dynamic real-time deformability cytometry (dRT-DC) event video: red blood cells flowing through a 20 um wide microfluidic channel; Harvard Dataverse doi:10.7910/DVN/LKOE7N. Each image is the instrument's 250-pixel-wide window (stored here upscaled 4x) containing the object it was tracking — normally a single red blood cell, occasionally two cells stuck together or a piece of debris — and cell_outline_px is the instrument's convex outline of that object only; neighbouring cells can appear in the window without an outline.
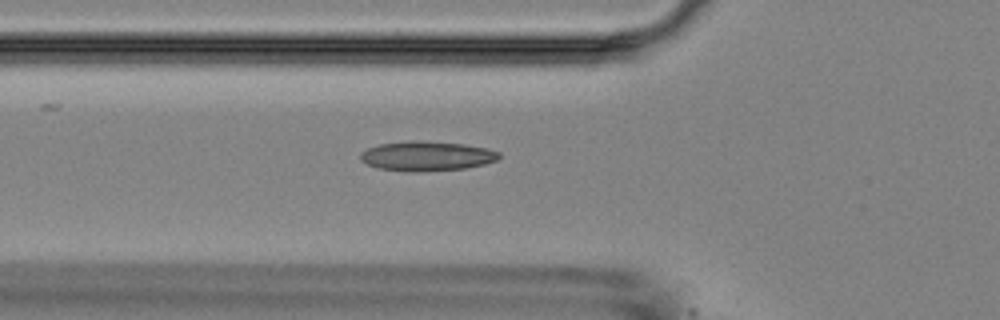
{"species": "Egyptian fruit bat (a non-hibernating species)", "species_latin": "Rousettus aegyptiacus", "temperature_condition": "room temperature", "stored_images_in_passage": 5, "camera_frame_rate_fps": 3000, "um_per_image_px": 0.085, "animal": {"sex": "female"}, "frame": {"image": 1, "passage_image": 5, "time_ms": 4.667, "image_size_px": [1000, 320], "cell_outline_px": [[500, 156], [496, 160], [484, 164], [464, 168], [420, 172], [408, 172], [380, 168], [368, 164], [360, 160], [360, 152], [368, 148], [380, 144], [412, 140], [464, 144], [488, 148], [500, 152]], "centroid_in_image_um": [36.27, 13.26], "position_along_channel_um": 89.5, "area_um2": 23.87}}